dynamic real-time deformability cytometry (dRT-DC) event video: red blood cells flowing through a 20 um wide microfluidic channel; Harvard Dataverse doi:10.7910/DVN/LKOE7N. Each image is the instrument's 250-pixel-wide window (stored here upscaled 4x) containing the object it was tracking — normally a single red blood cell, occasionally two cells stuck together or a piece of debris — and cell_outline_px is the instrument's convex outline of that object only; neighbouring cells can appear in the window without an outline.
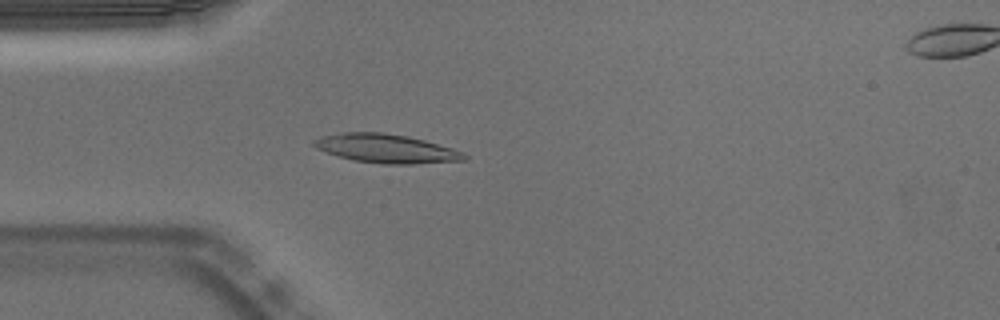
{"species": "Egyptian fruit bat (a non-hibernating species)", "species_latin": "Rousettus aegyptiacus", "temperature_condition": "warm", "stored_images_in_passage": 53, "camera_frame_rate_fps": 3000, "um_per_image_px": 0.085, "animal": {"sex": "male"}, "frame": {"image": 1, "passage_image": 14, "time_ms": 4.333, "image_size_px": [1000, 320], "cell_outline_px": [[468, 160], [412, 164], [384, 164], [352, 160], [316, 148], [312, 144], [312, 140], [320, 136], [344, 132], [380, 132], [408, 136], [424, 140], [452, 148], [464, 152], [468, 156]], "centroid_in_image_um": [32.84, 12.62], "position_along_channel_um": 52.2, "area_um2": 25.26}}
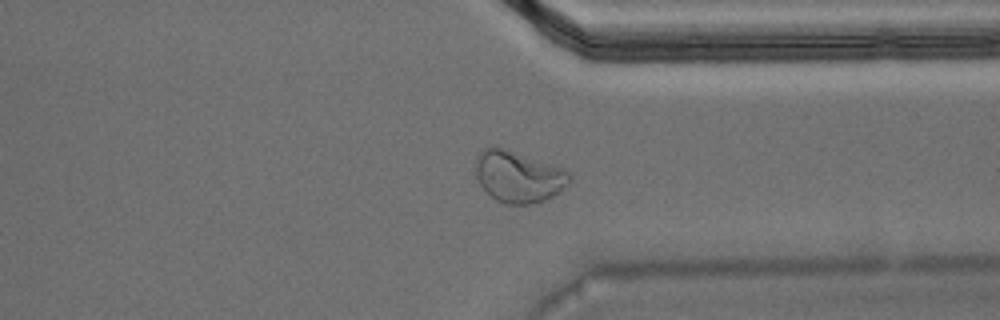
{"frame": {"image": 2, "passage_image": 40, "time_ms": 13.0, "image_size_px": [1000, 320], "cell_outline_px": [[572, 180], [568, 184], [552, 196], [544, 200], [528, 204], [504, 204], [496, 200], [480, 184], [476, 176], [476, 156], [484, 148], [504, 148], [556, 164], [572, 172]], "centroid_in_image_um": [44.12, 15.0], "position_along_channel_um": 367.3, "area_um2": 28.26}}
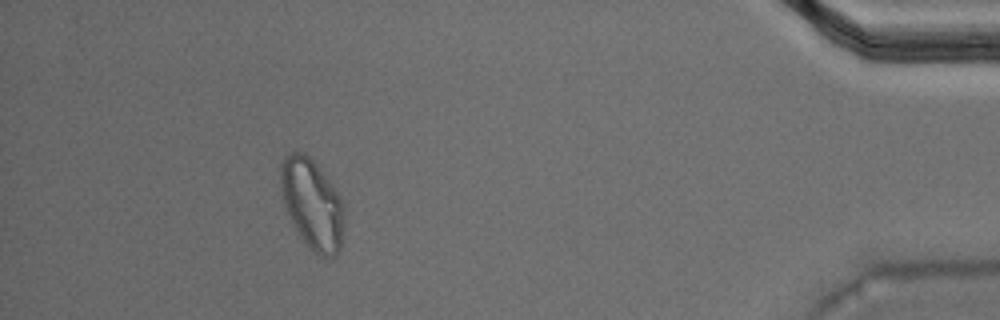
{"frame": {"image": 3, "passage_image": 48, "time_ms": 15.667, "image_size_px": [1000, 320], "cell_outline_px": [[344, 224], [340, 248], [336, 256], [320, 256], [312, 252], [300, 236], [284, 204], [280, 184], [280, 164], [284, 156], [288, 152], [304, 152], [324, 172], [340, 192], [344, 204]], "centroid_in_image_um": [26.56, 17.31], "position_along_channel_um": 408.6, "area_um2": 33.76}, "authors_computed_cell_mechanics": {"area_um2": 23.8714, "velocity_mm_per_s": 3.7033, "shape_relaxation_time_tau1_ms": 9.6822, "shape_relaxation_time_tau2_ms": null, "deformation_change_tau1": 0.3132, "deformation_change_tau2": null}}